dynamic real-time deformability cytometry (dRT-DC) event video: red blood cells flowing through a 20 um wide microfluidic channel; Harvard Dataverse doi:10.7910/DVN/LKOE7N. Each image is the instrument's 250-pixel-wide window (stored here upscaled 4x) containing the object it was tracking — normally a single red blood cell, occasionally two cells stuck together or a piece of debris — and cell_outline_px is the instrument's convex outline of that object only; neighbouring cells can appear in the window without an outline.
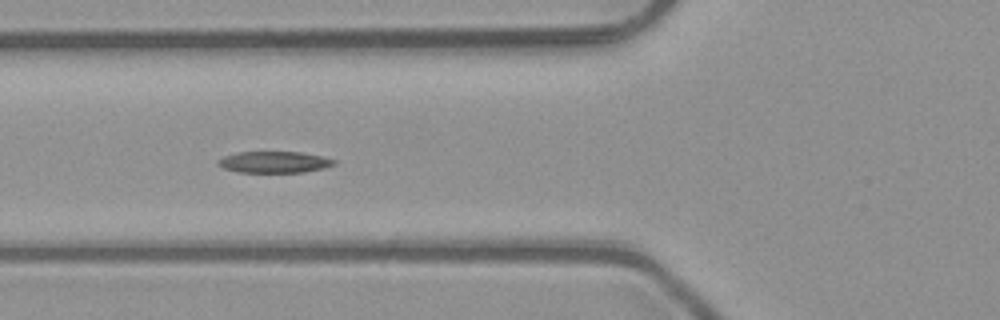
{"species": "common noctule bat (a hibernating species)", "species_latin": "Nyctalus noctula", "temperature_condition": "room temperature", "stored_images_in_passage": 5, "camera_frame_rate_fps": 3000, "um_per_image_px": 0.085, "animal": {"sex": "male", "body_mass_g": 23.1, "forearm_length_mm": 52.7}, "frame": {"image": 1, "passage_image": 3, "time_ms": 0.667, "image_size_px": [1000, 320], "cell_outline_px": [[336, 164], [324, 168], [304, 172], [236, 172], [224, 168], [216, 164], [216, 160], [224, 156], [236, 152], [300, 152], [324, 156], [336, 160]], "centroid_in_image_um": [23.3, 13.77], "position_along_channel_um": 102.5, "area_um2": 14.62}}
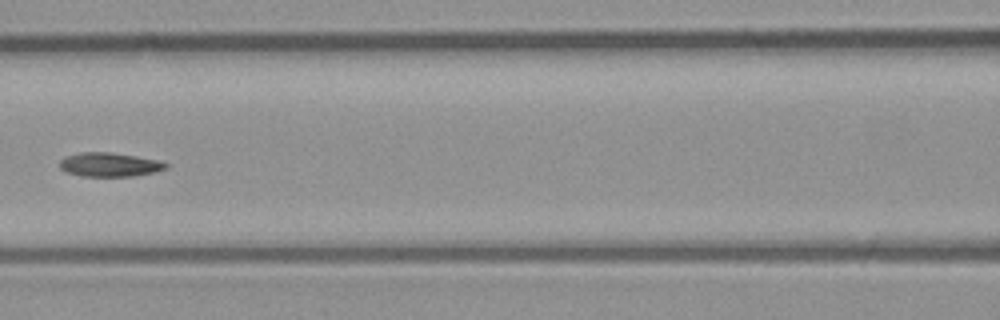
{"frame": {"image": 2, "passage_image": 4, "time_ms": 1.0, "image_size_px": [1000, 320], "cell_outline_px": [[168, 168], [152, 172], [132, 176], [80, 176], [64, 172], [60, 168], [60, 160], [68, 156], [80, 152], [108, 152], [136, 156], [160, 160], [168, 164]], "centroid_in_image_um": [9.3, 13.99], "position_along_channel_um": 157.3, "area_um2": 14.8}}
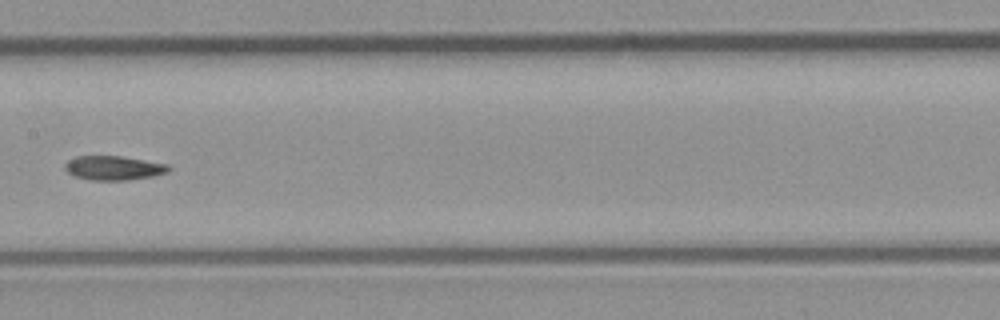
{"frame": {"image": 3, "passage_image": 5, "time_ms": 1.333, "image_size_px": [1000, 320], "cell_outline_px": [[172, 168], [168, 172], [152, 176], [128, 180], [88, 180], [76, 176], [68, 172], [64, 168], [64, 164], [68, 160], [76, 156], [120, 156], [168, 164]], "centroid_in_image_um": [9.66, 14.27], "position_along_channel_um": 197.7, "area_um2": 14.62}}